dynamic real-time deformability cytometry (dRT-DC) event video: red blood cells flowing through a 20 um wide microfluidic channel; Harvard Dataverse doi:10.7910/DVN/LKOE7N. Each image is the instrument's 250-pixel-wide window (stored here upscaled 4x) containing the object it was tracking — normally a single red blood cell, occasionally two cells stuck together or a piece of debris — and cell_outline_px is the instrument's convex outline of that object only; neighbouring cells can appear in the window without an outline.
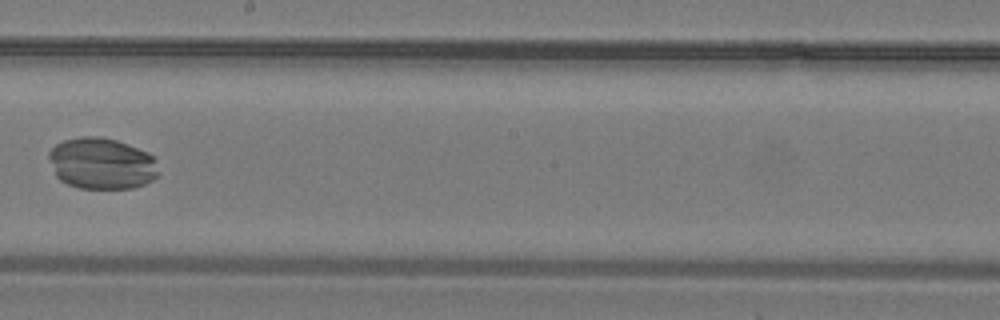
{"species": "common noctule bat (a hibernating species)", "species_latin": "Nyctalus noctula", "temperature_condition": "warm", "stored_images_in_passage": 22, "camera_frame_rate_fps": 3000, "um_per_image_px": 0.085, "animal": {"sex": "male", "body_mass_g": 19.2, "forearm_length_mm": 51.8}, "frame": {"image": 1, "passage_image": 19, "time_ms": 6.0, "image_size_px": [1000, 320], "cell_outline_px": [[160, 176], [144, 184], [132, 188], [80, 188], [68, 184], [60, 180], [56, 176], [48, 156], [48, 152], [56, 144], [64, 140], [84, 136], [100, 136], [116, 140], [148, 152], [156, 160]], "centroid_in_image_um": [8.66, 13.89], "position_along_channel_um": 239.5, "area_um2": 32.95}}
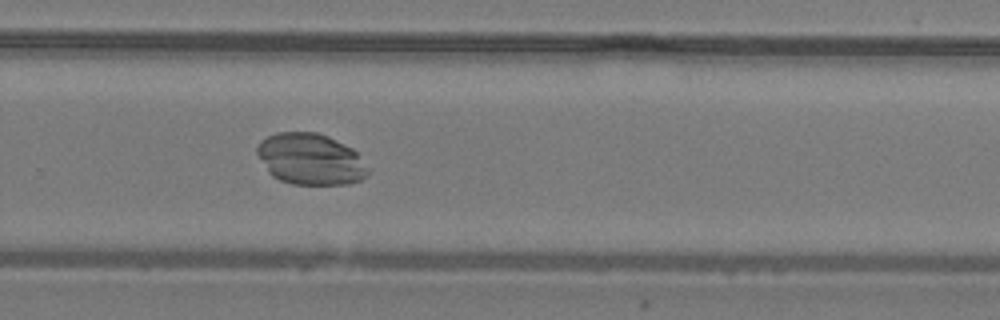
{"frame": {"image": 2, "passage_image": 22, "time_ms": 7.0, "image_size_px": [1000, 320], "cell_outline_px": [[368, 176], [360, 180], [348, 184], [292, 184], [280, 180], [272, 176], [268, 172], [256, 152], [256, 148], [260, 140], [276, 132], [316, 132], [328, 136], [352, 148], [356, 152], [368, 168]], "centroid_in_image_um": [26.37, 13.52], "position_along_channel_um": 303.4, "area_um2": 33.18}}